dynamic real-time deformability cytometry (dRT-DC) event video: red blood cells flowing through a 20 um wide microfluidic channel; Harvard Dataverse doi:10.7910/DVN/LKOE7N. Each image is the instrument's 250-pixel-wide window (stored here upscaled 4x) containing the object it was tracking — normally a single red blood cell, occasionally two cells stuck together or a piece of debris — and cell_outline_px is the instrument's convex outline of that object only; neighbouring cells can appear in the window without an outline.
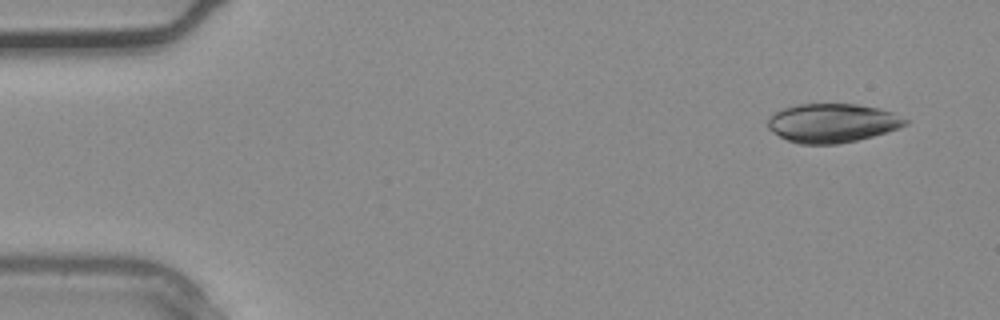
{"species": "common noctule bat (a hibernating species)", "species_latin": "Nyctalus noctula", "temperature_condition": "warm", "stored_images_in_passage": 4, "segment_of_instrument_passage": [1, 2], "camera_frame_rate_fps": 3000, "um_per_image_px": 0.085, "animal": {"sex": "male", "body_mass_g": 20.4}, "frame": {"image": 1, "passage_image": 1, "time_ms": 0.0, "image_size_px": [1000, 320], "cell_outline_px": [[908, 124], [872, 136], [856, 140], [836, 144], [800, 144], [788, 140], [772, 132], [768, 128], [768, 116], [784, 108], [796, 104], [856, 104], [880, 108], [892, 112], [908, 120]], "centroid_in_image_um": [70.72, 10.45], "position_along_channel_um": 14.3, "area_um2": 30.98}}
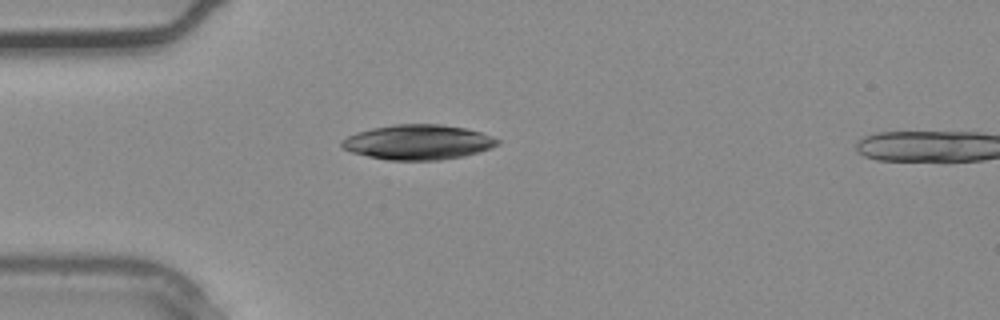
{"frame": {"image": 2, "passage_image": 3, "time_ms": 0.667, "image_size_px": [1000, 320], "cell_outline_px": [[500, 144], [492, 148], [464, 156], [440, 160], [388, 160], [368, 156], [352, 152], [344, 148], [340, 144], [348, 136], [356, 132], [372, 128], [396, 124], [440, 124], [464, 128], [480, 132], [492, 136], [500, 140]], "centroid_in_image_um": [35.57, 12.08], "position_along_channel_um": 49.4, "area_um2": 31.62}}